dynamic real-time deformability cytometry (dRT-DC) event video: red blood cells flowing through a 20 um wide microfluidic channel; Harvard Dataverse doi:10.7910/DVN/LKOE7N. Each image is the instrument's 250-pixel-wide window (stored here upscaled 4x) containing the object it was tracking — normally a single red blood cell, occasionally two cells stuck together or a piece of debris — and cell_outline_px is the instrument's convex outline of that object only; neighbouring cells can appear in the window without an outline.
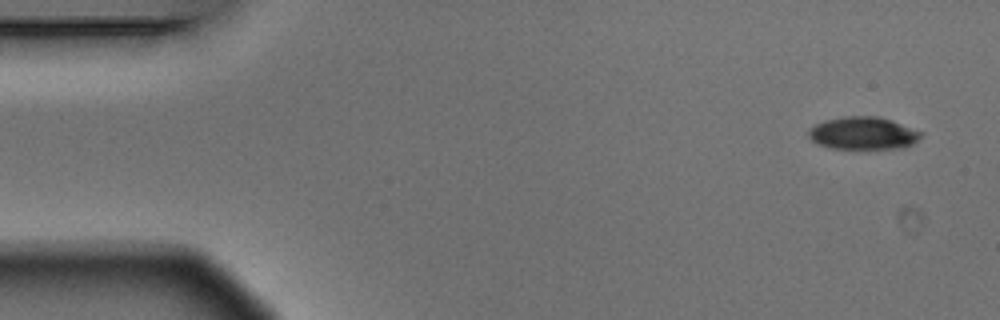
{"species": "Egyptian fruit bat (a non-hibernating species)", "species_latin": "Rousettus aegyptiacus", "temperature_condition": "warm", "stored_images_in_passage": 5, "camera_frame_rate_fps": 3000, "um_per_image_px": 0.085, "animal": {"sex": "male"}, "frame": {"image": 1, "passage_image": 1, "time_ms": 0.0, "image_size_px": [1000, 320], "cell_outline_px": [[924, 132], [912, 144], [904, 148], [832, 148], [816, 144], [808, 136], [808, 132], [816, 124], [828, 120], [844, 116], [876, 116], [892, 120]], "centroid_in_image_um": [73.38, 11.32], "position_along_channel_um": 11.6, "area_um2": 21.15}}
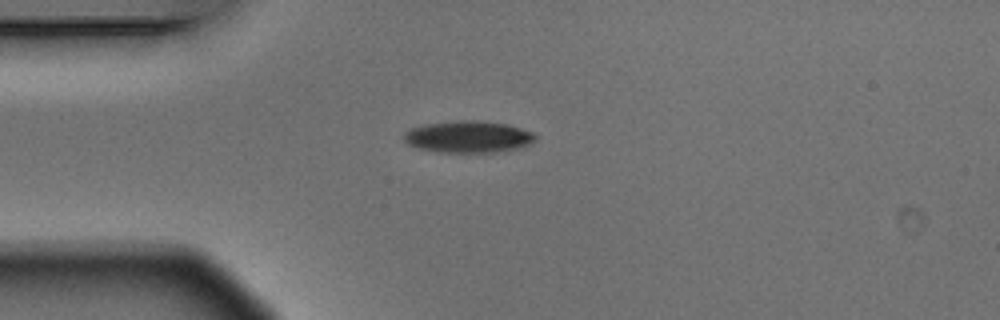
{"frame": {"image": 2, "passage_image": 4, "time_ms": 1.0, "image_size_px": [1000, 320], "cell_outline_px": [[536, 140], [520, 148], [492, 152], [440, 152], [420, 148], [408, 144], [404, 140], [404, 132], [412, 128], [428, 124], [460, 120], [476, 120], [508, 124], [532, 132], [536, 136]], "centroid_in_image_um": [39.82, 11.62], "position_along_channel_um": 45.2, "area_um2": 24.1}}
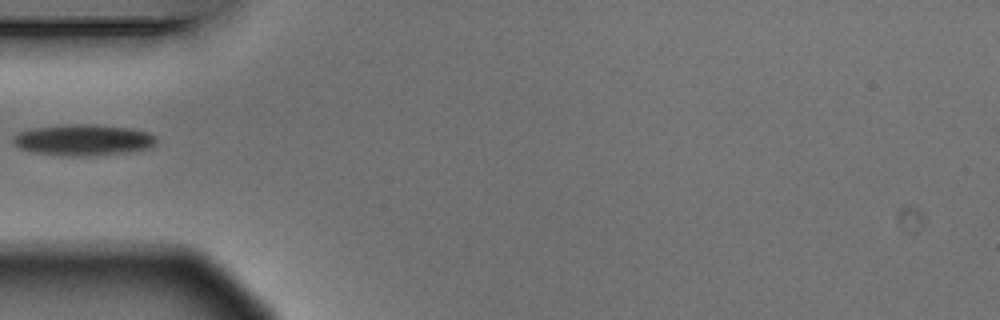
{"frame": {"image": 3, "passage_image": 5, "time_ms": 1.333, "image_size_px": [1000, 320], "cell_outline_px": [[156, 140], [148, 148], [124, 152], [80, 156], [64, 156], [32, 152], [20, 148], [12, 144], [12, 136], [20, 132], [36, 128], [76, 124], [92, 124], [128, 128], [148, 132], [156, 136]], "centroid_in_image_um": [7.02, 11.9], "position_along_channel_um": 78.0, "area_um2": 25.55}}